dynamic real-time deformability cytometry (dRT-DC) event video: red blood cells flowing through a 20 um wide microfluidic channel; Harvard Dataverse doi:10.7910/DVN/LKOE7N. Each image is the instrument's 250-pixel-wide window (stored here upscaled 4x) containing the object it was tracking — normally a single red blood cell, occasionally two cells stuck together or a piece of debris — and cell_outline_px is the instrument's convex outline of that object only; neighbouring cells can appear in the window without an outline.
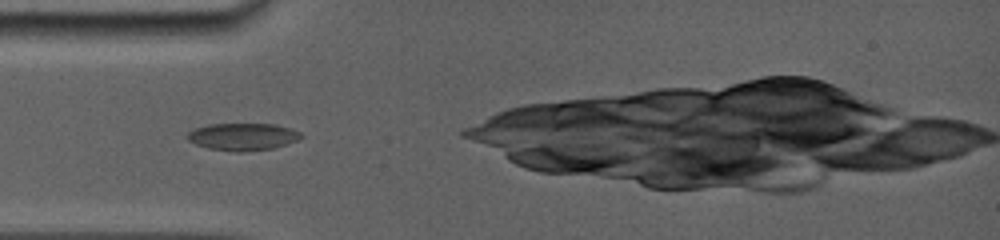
{"species": "common noctule bat (a hibernating species)", "species_latin": "Nyctalus noctula", "temperature_condition": "room temperature", "stored_images_in_passage": 44, "camera_frame_rate_fps": 5000, "um_per_image_px": 0.085, "animal": {"sex": "female", "body_mass_g": 19.0, "forearm_length_mm": 56.7}, "frame": {"image": 1, "passage_image": 2, "time_ms": 0.4, "image_size_px": [1000, 240], "cell_outline_px": [[304, 136], [296, 140], [272, 148], [240, 152], [236, 152], [208, 148], [196, 144], [188, 140], [184, 136], [192, 128], [208, 124], [272, 124], [288, 128], [300, 132]], "centroid_in_image_um": [20.55, 11.61], "position_along_channel_um": 64.4, "area_um2": 17.98}}
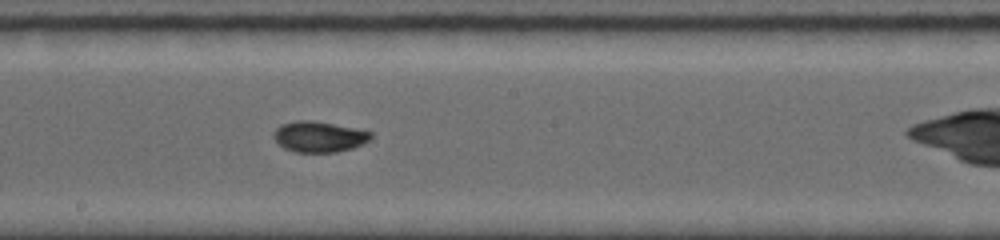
{"frame": {"image": 2, "passage_image": 18, "time_ms": 4.4, "image_size_px": [1000, 240], "cell_outline_px": [[372, 136], [364, 144], [352, 148], [336, 152], [296, 152], [284, 148], [272, 136], [276, 128], [280, 124], [296, 120], [312, 120], [372, 132]], "centroid_in_image_um": [27.09, 11.62], "position_along_channel_um": 221.1, "area_um2": 17.28}}
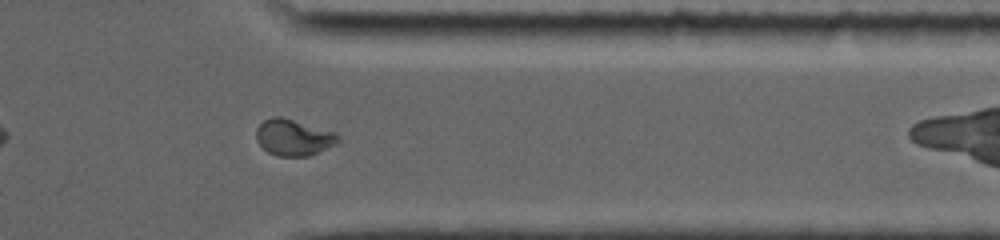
{"frame": {"image": 3, "passage_image": 33, "time_ms": 8.6, "image_size_px": [1000, 240], "cell_outline_px": [[340, 140], [336, 144], [308, 156], [276, 156], [268, 152], [256, 140], [256, 128], [264, 120], [272, 116], [280, 116], [336, 132], [340, 136]], "centroid_in_image_um": [24.95, 11.67], "position_along_channel_um": 386.5, "area_um2": 17.34}}